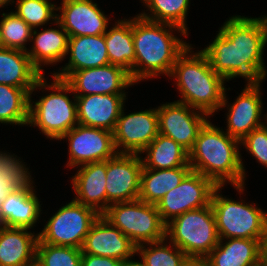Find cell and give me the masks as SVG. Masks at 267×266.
<instances>
[{"label":"cell","mask_w":267,"mask_h":266,"mask_svg":"<svg viewBox=\"0 0 267 266\" xmlns=\"http://www.w3.org/2000/svg\"><path fill=\"white\" fill-rule=\"evenodd\" d=\"M266 44L267 16L235 15L224 22L214 41L201 51L226 81L243 77L247 83H258L267 76L263 59Z\"/></svg>","instance_id":"1"},{"label":"cell","mask_w":267,"mask_h":266,"mask_svg":"<svg viewBox=\"0 0 267 266\" xmlns=\"http://www.w3.org/2000/svg\"><path fill=\"white\" fill-rule=\"evenodd\" d=\"M238 145L240 140L208 120L189 151V165L192 171L209 178L217 186L231 183L241 194L246 173Z\"/></svg>","instance_id":"2"},{"label":"cell","mask_w":267,"mask_h":266,"mask_svg":"<svg viewBox=\"0 0 267 266\" xmlns=\"http://www.w3.org/2000/svg\"><path fill=\"white\" fill-rule=\"evenodd\" d=\"M132 18L135 48L133 82L137 84L160 74L169 76L177 58L191 45L174 36L173 31L178 30L185 37L188 33L177 26L150 21L138 14Z\"/></svg>","instance_id":"3"},{"label":"cell","mask_w":267,"mask_h":266,"mask_svg":"<svg viewBox=\"0 0 267 266\" xmlns=\"http://www.w3.org/2000/svg\"><path fill=\"white\" fill-rule=\"evenodd\" d=\"M192 48L189 45L177 58L169 77L176 80L177 89L182 96L177 101L212 116L220 110L226 80L212 69L201 50L196 53L193 51L192 54Z\"/></svg>","instance_id":"4"},{"label":"cell","mask_w":267,"mask_h":266,"mask_svg":"<svg viewBox=\"0 0 267 266\" xmlns=\"http://www.w3.org/2000/svg\"><path fill=\"white\" fill-rule=\"evenodd\" d=\"M52 77L53 82L48 84L44 75H42L29 94L28 125L38 127L47 138L59 140L79 124L77 104L75 95L73 102L67 96L68 93H74L71 86L65 80L55 76ZM37 88L46 91L51 90L52 93L42 96L34 103V101H31V95Z\"/></svg>","instance_id":"5"},{"label":"cell","mask_w":267,"mask_h":266,"mask_svg":"<svg viewBox=\"0 0 267 266\" xmlns=\"http://www.w3.org/2000/svg\"><path fill=\"white\" fill-rule=\"evenodd\" d=\"M165 240H170L188 258H206L220 240L211 204L189 210L169 221Z\"/></svg>","instance_id":"6"},{"label":"cell","mask_w":267,"mask_h":266,"mask_svg":"<svg viewBox=\"0 0 267 266\" xmlns=\"http://www.w3.org/2000/svg\"><path fill=\"white\" fill-rule=\"evenodd\" d=\"M218 186L212 195L211 206L216 219L220 239L246 238L265 239L267 236V212L254 204L235 201L218 193Z\"/></svg>","instance_id":"7"},{"label":"cell","mask_w":267,"mask_h":266,"mask_svg":"<svg viewBox=\"0 0 267 266\" xmlns=\"http://www.w3.org/2000/svg\"><path fill=\"white\" fill-rule=\"evenodd\" d=\"M136 246L165 239L166 224L156 204L136 199L111 204L102 214Z\"/></svg>","instance_id":"8"},{"label":"cell","mask_w":267,"mask_h":266,"mask_svg":"<svg viewBox=\"0 0 267 266\" xmlns=\"http://www.w3.org/2000/svg\"><path fill=\"white\" fill-rule=\"evenodd\" d=\"M100 214L74 200L59 208L38 233L37 243L81 248L92 224Z\"/></svg>","instance_id":"9"},{"label":"cell","mask_w":267,"mask_h":266,"mask_svg":"<svg viewBox=\"0 0 267 266\" xmlns=\"http://www.w3.org/2000/svg\"><path fill=\"white\" fill-rule=\"evenodd\" d=\"M217 187L209 178L191 170L175 189L167 192L156 204L161 220L167 224L189 210L210 205Z\"/></svg>","instance_id":"10"},{"label":"cell","mask_w":267,"mask_h":266,"mask_svg":"<svg viewBox=\"0 0 267 266\" xmlns=\"http://www.w3.org/2000/svg\"><path fill=\"white\" fill-rule=\"evenodd\" d=\"M65 138L69 141L67 167L78 168L81 165L106 161L117 154L113 132L105 129L77 124L59 140Z\"/></svg>","instance_id":"11"},{"label":"cell","mask_w":267,"mask_h":266,"mask_svg":"<svg viewBox=\"0 0 267 266\" xmlns=\"http://www.w3.org/2000/svg\"><path fill=\"white\" fill-rule=\"evenodd\" d=\"M197 110L179 101L161 104L157 107L159 133L175 140L189 152L209 116Z\"/></svg>","instance_id":"12"},{"label":"cell","mask_w":267,"mask_h":266,"mask_svg":"<svg viewBox=\"0 0 267 266\" xmlns=\"http://www.w3.org/2000/svg\"><path fill=\"white\" fill-rule=\"evenodd\" d=\"M124 113L123 107L113 130L116 151L141 155L159 134L157 108L129 113L126 116Z\"/></svg>","instance_id":"13"},{"label":"cell","mask_w":267,"mask_h":266,"mask_svg":"<svg viewBox=\"0 0 267 266\" xmlns=\"http://www.w3.org/2000/svg\"><path fill=\"white\" fill-rule=\"evenodd\" d=\"M142 167L139 154L117 153L107 159L106 210L111 204L138 199Z\"/></svg>","instance_id":"14"},{"label":"cell","mask_w":267,"mask_h":266,"mask_svg":"<svg viewBox=\"0 0 267 266\" xmlns=\"http://www.w3.org/2000/svg\"><path fill=\"white\" fill-rule=\"evenodd\" d=\"M65 81L75 96L126 94L124 89L135 84L128 71L112 64L74 71Z\"/></svg>","instance_id":"15"},{"label":"cell","mask_w":267,"mask_h":266,"mask_svg":"<svg viewBox=\"0 0 267 266\" xmlns=\"http://www.w3.org/2000/svg\"><path fill=\"white\" fill-rule=\"evenodd\" d=\"M247 83L235 102L227 104L228 99L225 92L220 109L227 107V129L226 132L238 140H242L252 130L263 126L267 122V115H264L265 122H261L262 97L260 84ZM228 105V106H227ZM230 106V107H229Z\"/></svg>","instance_id":"16"},{"label":"cell","mask_w":267,"mask_h":266,"mask_svg":"<svg viewBox=\"0 0 267 266\" xmlns=\"http://www.w3.org/2000/svg\"><path fill=\"white\" fill-rule=\"evenodd\" d=\"M81 252L125 262L136 254V245L120 229L100 215L86 235Z\"/></svg>","instance_id":"17"},{"label":"cell","mask_w":267,"mask_h":266,"mask_svg":"<svg viewBox=\"0 0 267 266\" xmlns=\"http://www.w3.org/2000/svg\"><path fill=\"white\" fill-rule=\"evenodd\" d=\"M57 21L69 37L96 36L107 32L109 18L92 0H62Z\"/></svg>","instance_id":"18"},{"label":"cell","mask_w":267,"mask_h":266,"mask_svg":"<svg viewBox=\"0 0 267 266\" xmlns=\"http://www.w3.org/2000/svg\"><path fill=\"white\" fill-rule=\"evenodd\" d=\"M31 177L1 203L0 225L29 229L35 226L42 210Z\"/></svg>","instance_id":"19"},{"label":"cell","mask_w":267,"mask_h":266,"mask_svg":"<svg viewBox=\"0 0 267 266\" xmlns=\"http://www.w3.org/2000/svg\"><path fill=\"white\" fill-rule=\"evenodd\" d=\"M78 123L113 132L124 107L126 94L75 96Z\"/></svg>","instance_id":"20"},{"label":"cell","mask_w":267,"mask_h":266,"mask_svg":"<svg viewBox=\"0 0 267 266\" xmlns=\"http://www.w3.org/2000/svg\"><path fill=\"white\" fill-rule=\"evenodd\" d=\"M68 54L69 62L52 76L66 80L74 71L110 64L105 34L69 37Z\"/></svg>","instance_id":"21"},{"label":"cell","mask_w":267,"mask_h":266,"mask_svg":"<svg viewBox=\"0 0 267 266\" xmlns=\"http://www.w3.org/2000/svg\"><path fill=\"white\" fill-rule=\"evenodd\" d=\"M106 172L107 160L81 165L71 181L76 194L73 200L100 215L106 211Z\"/></svg>","instance_id":"22"},{"label":"cell","mask_w":267,"mask_h":266,"mask_svg":"<svg viewBox=\"0 0 267 266\" xmlns=\"http://www.w3.org/2000/svg\"><path fill=\"white\" fill-rule=\"evenodd\" d=\"M29 228L0 225V266H32L36 264L38 234Z\"/></svg>","instance_id":"23"},{"label":"cell","mask_w":267,"mask_h":266,"mask_svg":"<svg viewBox=\"0 0 267 266\" xmlns=\"http://www.w3.org/2000/svg\"><path fill=\"white\" fill-rule=\"evenodd\" d=\"M206 257L210 266H262L264 239L227 238Z\"/></svg>","instance_id":"24"},{"label":"cell","mask_w":267,"mask_h":266,"mask_svg":"<svg viewBox=\"0 0 267 266\" xmlns=\"http://www.w3.org/2000/svg\"><path fill=\"white\" fill-rule=\"evenodd\" d=\"M56 28L32 30V48L26 51L32 65L43 75L42 65L57 64L67 55L69 35L62 25L55 21Z\"/></svg>","instance_id":"25"},{"label":"cell","mask_w":267,"mask_h":266,"mask_svg":"<svg viewBox=\"0 0 267 266\" xmlns=\"http://www.w3.org/2000/svg\"><path fill=\"white\" fill-rule=\"evenodd\" d=\"M41 76L26 51L0 46V84L33 89Z\"/></svg>","instance_id":"26"},{"label":"cell","mask_w":267,"mask_h":266,"mask_svg":"<svg viewBox=\"0 0 267 266\" xmlns=\"http://www.w3.org/2000/svg\"><path fill=\"white\" fill-rule=\"evenodd\" d=\"M105 43L110 64L128 71L133 80V64L135 63L133 19L116 21L115 25L105 33Z\"/></svg>","instance_id":"27"},{"label":"cell","mask_w":267,"mask_h":266,"mask_svg":"<svg viewBox=\"0 0 267 266\" xmlns=\"http://www.w3.org/2000/svg\"><path fill=\"white\" fill-rule=\"evenodd\" d=\"M191 170V167L147 169L143 166L138 199L157 204L167 192L175 189Z\"/></svg>","instance_id":"28"},{"label":"cell","mask_w":267,"mask_h":266,"mask_svg":"<svg viewBox=\"0 0 267 266\" xmlns=\"http://www.w3.org/2000/svg\"><path fill=\"white\" fill-rule=\"evenodd\" d=\"M143 166L147 169H172L190 167L189 152L170 137L158 134L157 137L141 152Z\"/></svg>","instance_id":"29"},{"label":"cell","mask_w":267,"mask_h":266,"mask_svg":"<svg viewBox=\"0 0 267 266\" xmlns=\"http://www.w3.org/2000/svg\"><path fill=\"white\" fill-rule=\"evenodd\" d=\"M32 90L0 84V123L28 126Z\"/></svg>","instance_id":"30"},{"label":"cell","mask_w":267,"mask_h":266,"mask_svg":"<svg viewBox=\"0 0 267 266\" xmlns=\"http://www.w3.org/2000/svg\"><path fill=\"white\" fill-rule=\"evenodd\" d=\"M148 7L151 14L142 12L141 17L160 23L171 24L188 33L186 17L189 0H141ZM149 14V15H148Z\"/></svg>","instance_id":"31"},{"label":"cell","mask_w":267,"mask_h":266,"mask_svg":"<svg viewBox=\"0 0 267 266\" xmlns=\"http://www.w3.org/2000/svg\"><path fill=\"white\" fill-rule=\"evenodd\" d=\"M164 240L158 242L144 243L136 246V254L140 255L144 266H182L187 260L186 254L169 242ZM147 244V247H146ZM149 245V247H148Z\"/></svg>","instance_id":"32"},{"label":"cell","mask_w":267,"mask_h":266,"mask_svg":"<svg viewBox=\"0 0 267 266\" xmlns=\"http://www.w3.org/2000/svg\"><path fill=\"white\" fill-rule=\"evenodd\" d=\"M0 20V46L27 51L26 42L31 41L32 28L15 12L2 13Z\"/></svg>","instance_id":"33"},{"label":"cell","mask_w":267,"mask_h":266,"mask_svg":"<svg viewBox=\"0 0 267 266\" xmlns=\"http://www.w3.org/2000/svg\"><path fill=\"white\" fill-rule=\"evenodd\" d=\"M20 160L14 154L0 151V209L6 197L30 176L29 169Z\"/></svg>","instance_id":"34"},{"label":"cell","mask_w":267,"mask_h":266,"mask_svg":"<svg viewBox=\"0 0 267 266\" xmlns=\"http://www.w3.org/2000/svg\"><path fill=\"white\" fill-rule=\"evenodd\" d=\"M81 248L37 243V266H81Z\"/></svg>","instance_id":"35"},{"label":"cell","mask_w":267,"mask_h":266,"mask_svg":"<svg viewBox=\"0 0 267 266\" xmlns=\"http://www.w3.org/2000/svg\"><path fill=\"white\" fill-rule=\"evenodd\" d=\"M14 2L11 0V3ZM54 11H58L56 4L48 0H17L14 12L35 29L48 24L51 19L54 22L57 21V14Z\"/></svg>","instance_id":"36"},{"label":"cell","mask_w":267,"mask_h":266,"mask_svg":"<svg viewBox=\"0 0 267 266\" xmlns=\"http://www.w3.org/2000/svg\"><path fill=\"white\" fill-rule=\"evenodd\" d=\"M240 144L245 146L260 164L267 167V122L252 130L240 141Z\"/></svg>","instance_id":"37"},{"label":"cell","mask_w":267,"mask_h":266,"mask_svg":"<svg viewBox=\"0 0 267 266\" xmlns=\"http://www.w3.org/2000/svg\"><path fill=\"white\" fill-rule=\"evenodd\" d=\"M123 261L110 257L82 254L81 266H122Z\"/></svg>","instance_id":"38"},{"label":"cell","mask_w":267,"mask_h":266,"mask_svg":"<svg viewBox=\"0 0 267 266\" xmlns=\"http://www.w3.org/2000/svg\"><path fill=\"white\" fill-rule=\"evenodd\" d=\"M182 266H210L206 258H187Z\"/></svg>","instance_id":"39"},{"label":"cell","mask_w":267,"mask_h":266,"mask_svg":"<svg viewBox=\"0 0 267 266\" xmlns=\"http://www.w3.org/2000/svg\"><path fill=\"white\" fill-rule=\"evenodd\" d=\"M262 266H267V236L262 242Z\"/></svg>","instance_id":"40"},{"label":"cell","mask_w":267,"mask_h":266,"mask_svg":"<svg viewBox=\"0 0 267 266\" xmlns=\"http://www.w3.org/2000/svg\"><path fill=\"white\" fill-rule=\"evenodd\" d=\"M122 266H144L143 263L140 261H133V260H127L123 262Z\"/></svg>","instance_id":"41"},{"label":"cell","mask_w":267,"mask_h":266,"mask_svg":"<svg viewBox=\"0 0 267 266\" xmlns=\"http://www.w3.org/2000/svg\"><path fill=\"white\" fill-rule=\"evenodd\" d=\"M8 3H11V0H0V8L9 5Z\"/></svg>","instance_id":"42"}]
</instances>
